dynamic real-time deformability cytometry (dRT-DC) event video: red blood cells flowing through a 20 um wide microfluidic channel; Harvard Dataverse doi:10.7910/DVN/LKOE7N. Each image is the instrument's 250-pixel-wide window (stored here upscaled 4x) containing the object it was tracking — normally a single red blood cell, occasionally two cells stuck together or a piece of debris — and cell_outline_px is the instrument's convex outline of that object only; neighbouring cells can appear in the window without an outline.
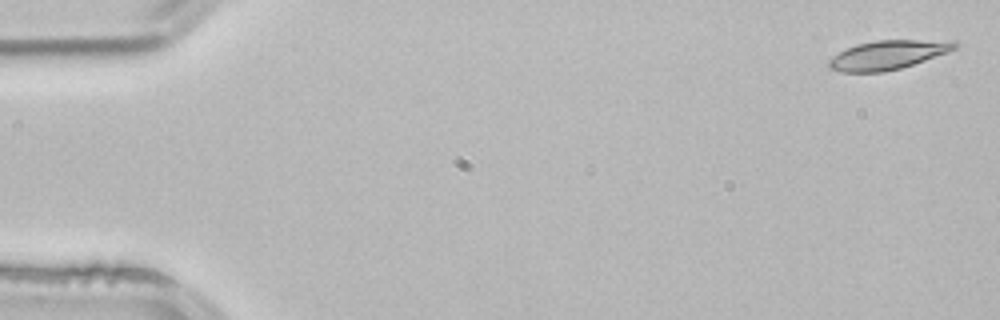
{"species": "common noctule bat (a hibernating species)", "species_latin": "Nyctalus noctula", "temperature_condition": "room temperature", "stored_images_in_passage": 4, "camera_frame_rate_fps": 3000, "um_per_image_px": 0.085, "animal": {"sex": "male", "body_mass_g": 21.5, "forearm_length_mm": 52.0}, "frame": {"image": 1, "passage_image": 1, "time_ms": 0.0, "image_size_px": [1000, 320], "cell_outline_px": [[960, 44], [956, 48], [948, 52], [900, 68], [884, 72], [840, 72], [828, 68], [828, 60], [832, 56], [856, 44], [876, 40], [956, 40]], "centroid_in_image_um": [75.48, 4.66], "position_along_channel_um": 9.5, "area_um2": 21.33}}
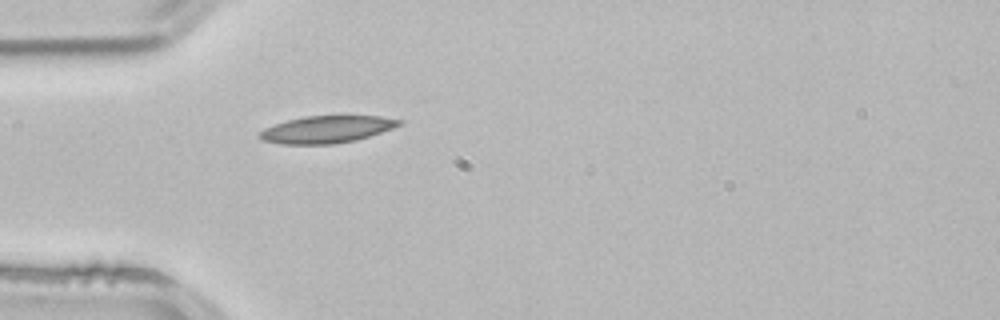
{"frame": {"image": 2, "passage_image": 4, "time_ms": 1.0, "image_size_px": [1000, 320], "cell_outline_px": [[404, 124], [356, 140], [336, 144], [280, 144], [260, 140], [256, 136], [256, 132], [264, 128], [288, 120], [304, 116], [380, 116], [404, 120]], "centroid_in_image_um": [27.73, 11.0], "position_along_channel_um": 57.3, "area_um2": 22.25}}